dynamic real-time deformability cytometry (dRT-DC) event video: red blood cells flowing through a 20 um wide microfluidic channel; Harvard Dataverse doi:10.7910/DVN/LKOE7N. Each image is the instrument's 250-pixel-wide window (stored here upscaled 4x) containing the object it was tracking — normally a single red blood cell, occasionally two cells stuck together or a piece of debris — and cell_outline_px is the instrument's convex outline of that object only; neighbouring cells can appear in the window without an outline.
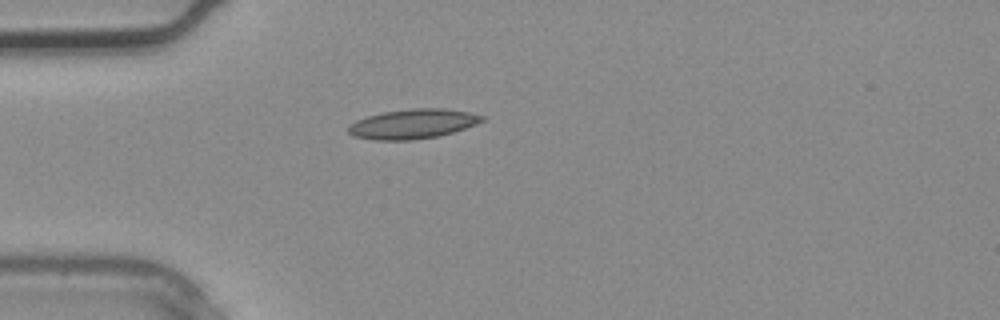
{"species": "common noctule bat (a hibernating species)", "species_latin": "Nyctalus noctula", "temperature_condition": "warm", "stored_images_in_passage": 1, "camera_frame_rate_fps": 3000, "um_per_image_px": 0.085, "animal": {"sex": "male", "body_mass_g": 20.4}, "frame": {"image": 1, "passage_image": 1, "time_ms": 0.0, "image_size_px": [1000, 320], "cell_outline_px": [[484, 120], [476, 124], [440, 136], [412, 140], [372, 140], [352, 136], [348, 132], [348, 128], [356, 120], [368, 116], [384, 112], [412, 108], [444, 108], [468, 112], [484, 116]], "centroid_in_image_um": [35.08, 10.54], "position_along_channel_um": 49.9, "area_um2": 23.0}}